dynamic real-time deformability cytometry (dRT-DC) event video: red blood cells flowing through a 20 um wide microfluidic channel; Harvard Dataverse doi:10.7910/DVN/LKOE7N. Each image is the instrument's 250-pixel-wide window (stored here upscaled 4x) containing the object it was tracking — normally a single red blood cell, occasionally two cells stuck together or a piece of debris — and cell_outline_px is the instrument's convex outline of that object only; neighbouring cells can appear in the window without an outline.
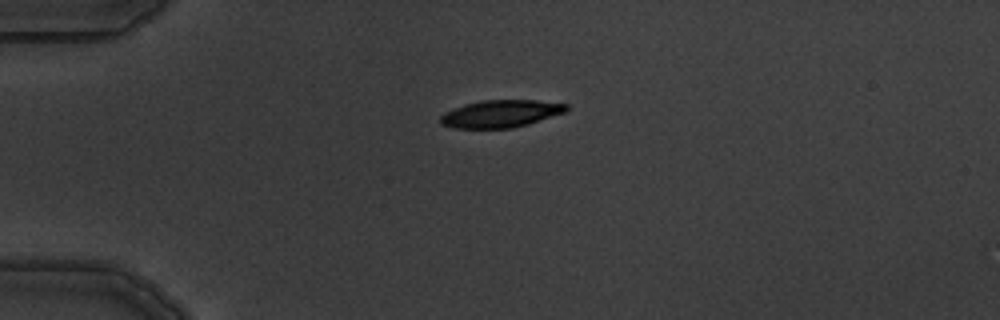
{"species": "common noctule bat (a hibernating species)", "species_latin": "Nyctalus noctula", "temperature_condition": "warm", "stored_images_in_passage": 2, "camera_frame_rate_fps": 3000, "um_per_image_px": 0.085, "animal": {"sex": "male", "body_mass_g": 19.5, "forearm_length_mm": 54.6}, "frame": {"image": 1, "passage_image": 1, "time_ms": 0.0, "image_size_px": [1000, 320], "cell_outline_px": [[568, 108], [564, 112], [528, 124], [512, 128], [452, 128], [440, 124], [440, 116], [444, 112], [464, 104], [480, 100], [536, 100], [568, 104]], "centroid_in_image_um": [42.52, 9.66], "position_along_channel_um": 42.5, "area_um2": 20.11}}